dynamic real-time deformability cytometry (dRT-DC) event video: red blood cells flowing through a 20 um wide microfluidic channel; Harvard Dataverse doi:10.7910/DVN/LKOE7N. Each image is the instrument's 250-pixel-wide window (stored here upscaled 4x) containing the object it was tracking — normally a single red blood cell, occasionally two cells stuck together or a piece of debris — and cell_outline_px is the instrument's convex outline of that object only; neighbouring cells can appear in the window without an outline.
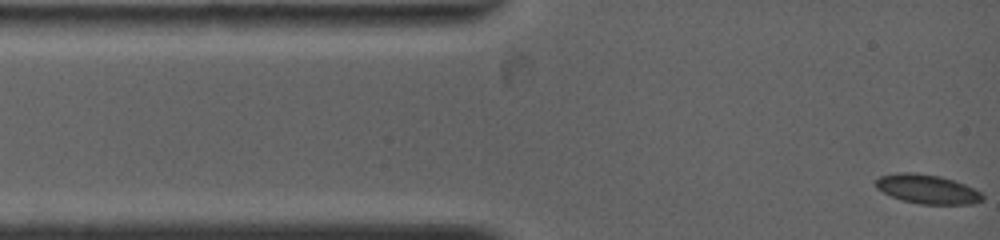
{"species": "common noctule bat (a hibernating species)", "species_latin": "Nyctalus noctula", "temperature_condition": "warm", "stored_images_in_passage": 30, "camera_frame_rate_fps": 4500, "um_per_image_px": 0.085, "animal": {"sex": "female", "body_mass_g": 19.0, "forearm_length_mm": 53.3}, "frame": {"image": 1, "passage_image": 1, "time_ms": 0.0, "image_size_px": [1000, 240], "cell_outline_px": [[984, 200], [972, 204], [920, 204], [904, 200], [892, 196], [876, 188], [876, 180], [880, 176], [896, 172], [916, 172], [940, 176], [964, 184], [980, 192], [984, 196]], "centroid_in_image_um": [78.82, 16.07], "position_along_channel_um": 6.2, "area_um2": 18.03}}
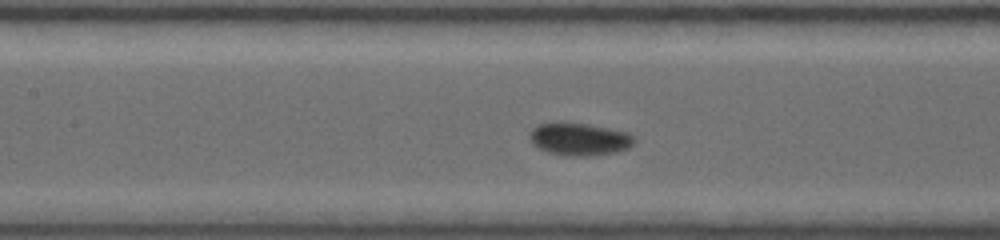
{"frame": {"image": 2, "passage_image": 13, "time_ms": 5.333, "image_size_px": [1000, 240], "cell_outline_px": [[636, 140], [628, 148], [616, 152], [584, 156], [564, 156], [548, 152], [532, 144], [528, 136], [528, 132], [536, 124], [560, 120], [588, 124], [628, 132]], "centroid_in_image_um": [49.17, 11.79], "position_along_channel_um": 158.2, "area_um2": 20.35}}
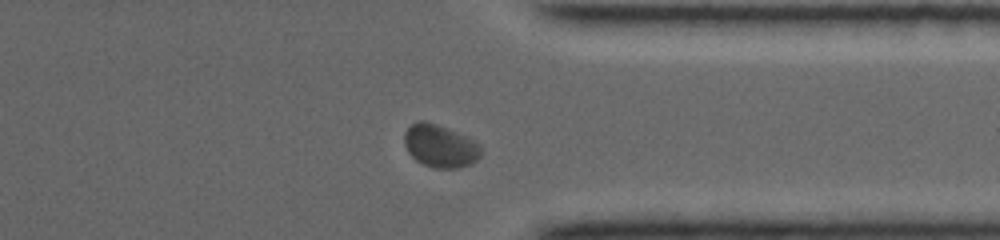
{"frame": {"image": 3, "passage_image": 26, "time_ms": 11.111, "image_size_px": [1000, 240], "cell_outline_px": [[480, 156], [472, 164], [456, 168], [432, 168], [416, 160], [408, 152], [404, 144], [404, 132], [416, 120], [424, 120], [448, 128], [476, 140], [480, 144]], "centroid_in_image_um": [37.41, 12.4], "position_along_channel_um": 374.0, "area_um2": 19.25}, "authors_computed_cell_mechanics": {"area_um2": 18.496, "velocity_mm_per_s": 3.7661, "shape_relaxation_time_tau1_ms": 2.1952, "shape_relaxation_time_tau2_ms": null, "deformation_change_tau1": 0.061, "deformation_change_tau2": null}}